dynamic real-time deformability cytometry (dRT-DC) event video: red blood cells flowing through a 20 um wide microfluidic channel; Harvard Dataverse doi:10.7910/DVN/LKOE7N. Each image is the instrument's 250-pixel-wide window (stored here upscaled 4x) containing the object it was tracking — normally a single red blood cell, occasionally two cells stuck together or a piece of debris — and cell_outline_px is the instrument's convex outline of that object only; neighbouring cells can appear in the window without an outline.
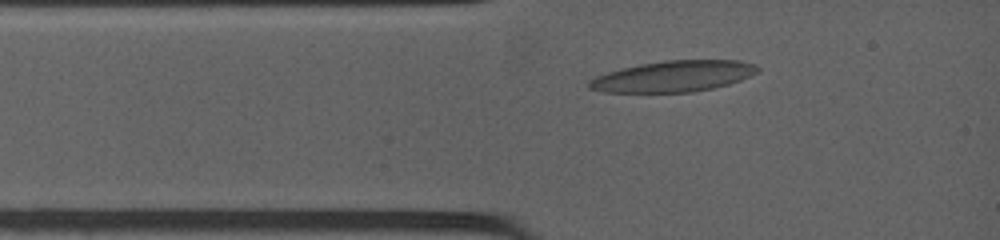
{"species": "common noctule bat (a hibernating species)", "species_latin": "Nyctalus noctula", "temperature_condition": "warm", "stored_images_in_passage": 9, "camera_frame_rate_fps": 4500, "um_per_image_px": 0.085, "animal": {"sex": "female", "body_mass_g": 19.0, "forearm_length_mm": 53.3}, "frame": {"image": 1, "passage_image": 1, "time_ms": 0.0, "image_size_px": [1000, 240], "cell_outline_px": [[760, 72], [752, 76], [728, 84], [712, 88], [692, 92], [604, 92], [588, 88], [588, 80], [596, 76], [620, 68], [640, 64], [664, 60], [740, 60], [756, 64], [760, 68]], "centroid_in_image_um": [57.27, 6.47], "position_along_channel_um": 27.7, "area_um2": 30.69}}
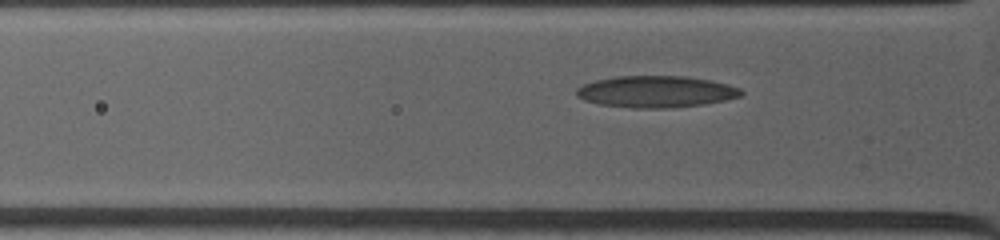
{"frame": {"image": 2, "passage_image": 6, "time_ms": 1.333, "image_size_px": [1000, 240], "cell_outline_px": [[744, 92], [740, 96], [724, 100], [704, 104], [668, 108], [632, 108], [600, 104], [584, 100], [576, 96], [576, 88], [584, 84], [596, 80], [616, 76], [688, 76], [712, 80], [728, 84], [740, 88]], "centroid_in_image_um": [55.77, 7.78], "position_along_channel_um": 70.0, "area_um2": 30.46}}